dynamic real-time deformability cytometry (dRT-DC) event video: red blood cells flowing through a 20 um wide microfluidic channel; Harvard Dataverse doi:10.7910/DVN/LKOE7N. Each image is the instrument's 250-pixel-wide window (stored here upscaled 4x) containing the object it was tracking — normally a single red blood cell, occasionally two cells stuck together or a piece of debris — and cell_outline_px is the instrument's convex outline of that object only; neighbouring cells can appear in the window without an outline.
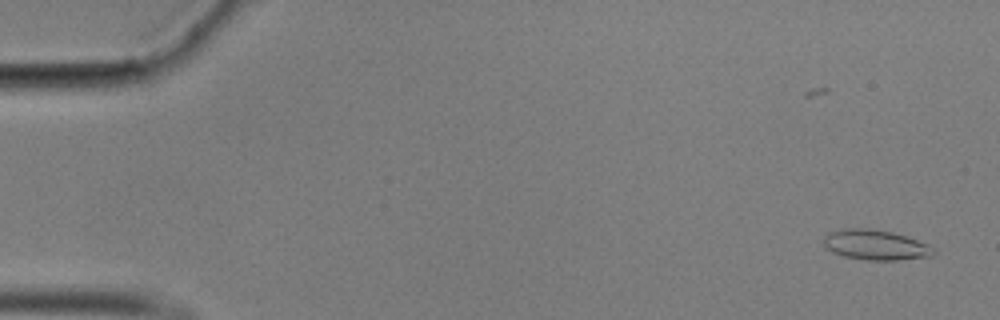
{"species": "common noctule bat (a hibernating species)", "species_latin": "Nyctalus noctula", "temperature_condition": "cold", "stored_images_in_passage": 57, "camera_frame_rate_fps": 3000, "um_per_image_px": 0.085, "animal": {"sex": "male", "body_mass_g": 17.9}, "frame": {"image": 1, "passage_image": 2, "time_ms": 0.333, "image_size_px": [1000, 320], "cell_outline_px": [[936, 252], [932, 256], [896, 260], [868, 260], [844, 256], [832, 252], [824, 248], [824, 236], [832, 232], [844, 228], [872, 228], [892, 232], [928, 244]], "centroid_in_image_um": [74.39, 20.82], "position_along_channel_um": 10.6, "area_um2": 19.19}}
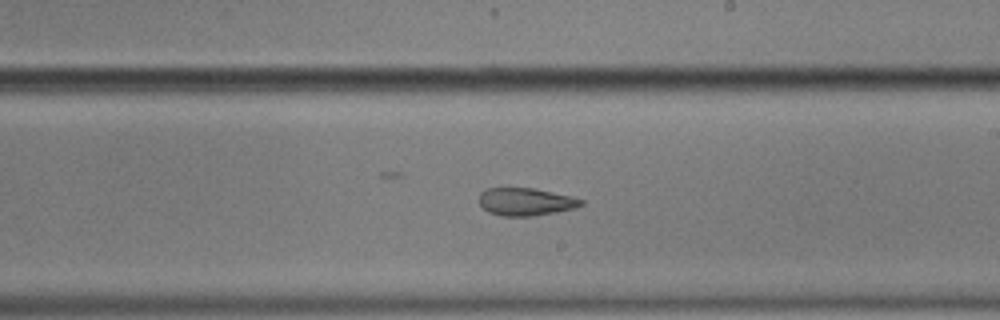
{"frame": {"image": 2, "passage_image": 33, "time_ms": 10.667, "image_size_px": [1000, 320], "cell_outline_px": [[584, 204], [576, 208], [556, 212], [532, 216], [500, 216], [488, 212], [480, 204], [480, 192], [488, 188], [536, 188], [584, 200]], "centroid_in_image_um": [44.68, 17.15], "position_along_channel_um": 244.3, "area_um2": 16.42}}
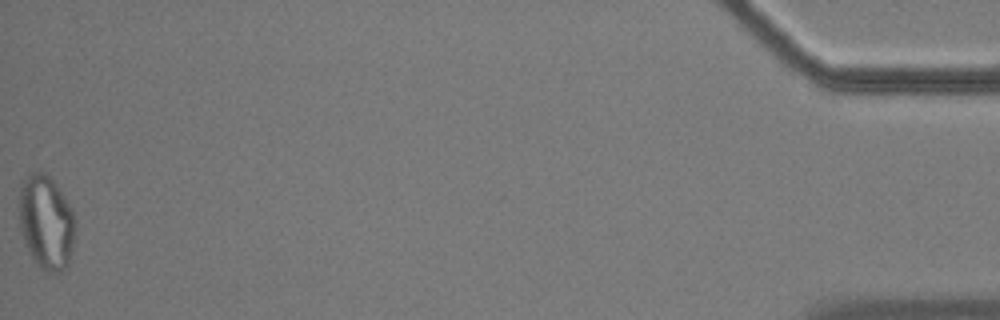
{"frame": {"image": 3, "passage_image": 57, "time_ms": 18.667, "image_size_px": [1000, 320], "cell_outline_px": [[76, 224], [72, 248], [68, 264], [60, 272], [44, 272], [36, 264], [20, 232], [20, 180], [28, 172], [44, 172], [56, 184], [72, 208], [76, 220]], "centroid_in_image_um": [3.93, 18.87], "position_along_channel_um": 431.3, "area_um2": 30.98}, "authors_computed_cell_mechanics": {"area_um2": 18.6116, "velocity_mm_per_s": 3.503, "shape_relaxation_time_tau1_ms": null, "shape_relaxation_time_tau2_ms": 2.8255, "deformation_change_tau1": null, "deformation_change_tau2": 0.0965}}